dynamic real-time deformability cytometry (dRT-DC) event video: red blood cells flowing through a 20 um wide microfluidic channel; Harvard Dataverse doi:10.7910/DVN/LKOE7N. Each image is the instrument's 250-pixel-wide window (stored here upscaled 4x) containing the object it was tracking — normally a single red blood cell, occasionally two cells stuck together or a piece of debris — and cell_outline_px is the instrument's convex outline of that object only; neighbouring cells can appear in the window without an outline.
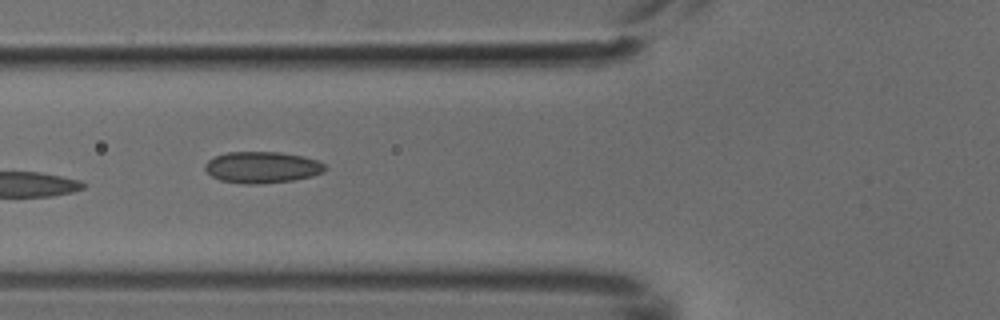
{"species": "common noctule bat (a hibernating species)", "species_latin": "Nyctalus noctula", "temperature_condition": "cold", "stored_images_in_passage": 9, "camera_frame_rate_fps": 3000, "um_per_image_px": 0.085, "animal": {"sex": "male", "body_mass_g": 18.8}, "frame": {"image": 1, "passage_image": 6, "time_ms": 1.667, "image_size_px": [1000, 320], "cell_outline_px": [[328, 168], [324, 172], [312, 176], [292, 180], [256, 184], [244, 184], [220, 180], [212, 176], [204, 168], [204, 164], [208, 160], [216, 156], [228, 152], [280, 152], [304, 156], [316, 160], [324, 164]], "centroid_in_image_um": [22.29, 14.22], "position_along_channel_um": 103.5, "area_um2": 21.96}}
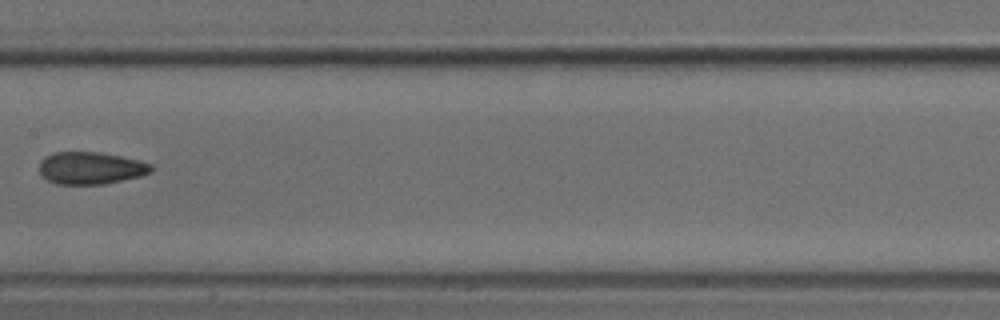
{"frame": {"image": 2, "passage_image": 8, "time_ms": 2.333, "image_size_px": [1000, 320], "cell_outline_px": [[152, 172], [140, 176], [104, 184], [56, 184], [40, 176], [40, 164], [52, 152], [96, 152], [120, 156], [140, 160], [152, 164]], "centroid_in_image_um": [7.73, 14.29], "position_along_channel_um": 199.7, "area_um2": 20.92}}
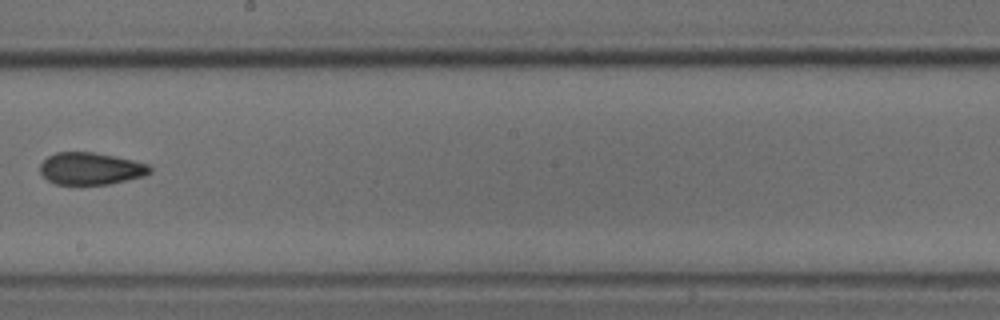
{"frame": {"image": 3, "passage_image": 9, "time_ms": 2.667, "image_size_px": [1000, 320], "cell_outline_px": [[152, 172], [144, 176], [108, 184], [56, 184], [48, 180], [40, 172], [40, 164], [48, 156], [56, 152], [92, 152], [116, 156], [148, 164], [152, 168]], "centroid_in_image_um": [7.72, 14.32], "position_along_channel_um": 240.5, "area_um2": 20.52}}